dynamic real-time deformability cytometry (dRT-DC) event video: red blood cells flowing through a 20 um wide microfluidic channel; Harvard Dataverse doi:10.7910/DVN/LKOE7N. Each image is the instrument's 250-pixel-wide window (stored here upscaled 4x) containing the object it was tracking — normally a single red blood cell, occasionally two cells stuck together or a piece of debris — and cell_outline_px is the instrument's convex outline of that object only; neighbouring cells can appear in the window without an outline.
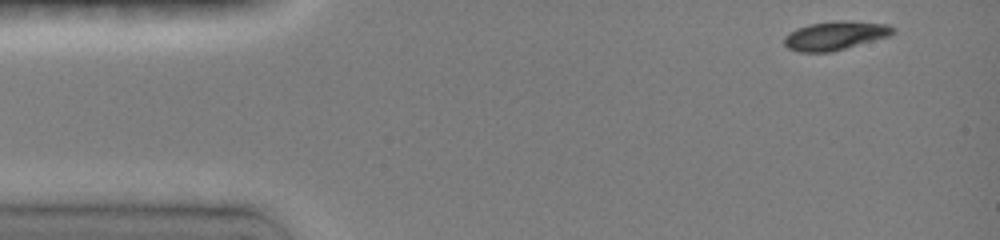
{"species": "common noctule bat (a hibernating species)", "species_latin": "Nyctalus noctula", "temperature_condition": "room temperature", "stored_images_in_passage": 42, "camera_frame_rate_fps": 3000, "um_per_image_px": 0.085, "animal": {"sex": "female", "body_mass_g": 19.0, "forearm_length_mm": 51.5}, "frame": {"image": 1, "passage_image": 1, "time_ms": 0.0, "image_size_px": [1000, 240], "cell_outline_px": [[896, 32], [888, 36], [832, 52], [800, 52], [788, 48], [784, 44], [784, 36], [800, 28], [812, 24], [888, 24], [896, 28]], "centroid_in_image_um": [70.97, 3.11], "position_along_channel_um": 14.0, "area_um2": 16.82}}
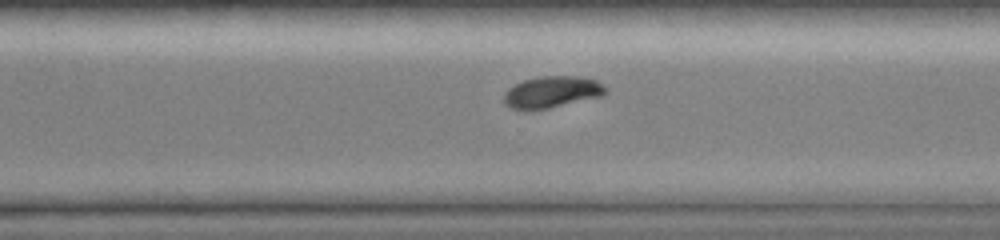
{"frame": {"image": 2, "passage_image": 31, "time_ms": 10.0, "image_size_px": [1000, 240], "cell_outline_px": [[608, 92], [600, 96], [548, 108], [512, 108], [504, 100], [504, 92], [508, 88], [524, 80], [544, 76], [580, 76], [596, 80], [608, 88]], "centroid_in_image_um": [46.97, 7.79], "position_along_channel_um": 323.6, "area_um2": 18.21}}
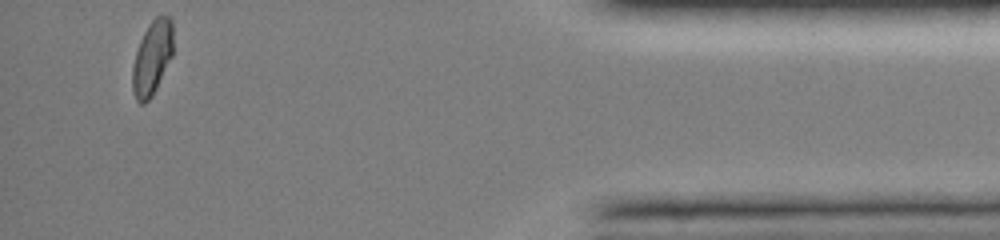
{"frame": {"image": 3, "passage_image": 42, "time_ms": 13.667, "image_size_px": [1000, 240], "cell_outline_px": [[172, 56], [152, 96], [144, 104], [140, 104], [136, 100], [132, 88], [132, 68], [136, 52], [140, 40], [144, 32], [152, 20], [156, 16], [168, 16], [172, 20]], "centroid_in_image_um": [12.92, 4.93], "position_along_channel_um": 422.3, "area_um2": 17.4}, "authors_computed_cell_mechanics": {"area_um2": 18.7272, "velocity_mm_per_s": 4.0198, "shape_relaxation_time_tau1_ms": 2.0528, "shape_relaxation_time_tau2_ms": 8.5308, "deformation_change_tau1": 0.1306, "deformation_change_tau2": 0.0454}}